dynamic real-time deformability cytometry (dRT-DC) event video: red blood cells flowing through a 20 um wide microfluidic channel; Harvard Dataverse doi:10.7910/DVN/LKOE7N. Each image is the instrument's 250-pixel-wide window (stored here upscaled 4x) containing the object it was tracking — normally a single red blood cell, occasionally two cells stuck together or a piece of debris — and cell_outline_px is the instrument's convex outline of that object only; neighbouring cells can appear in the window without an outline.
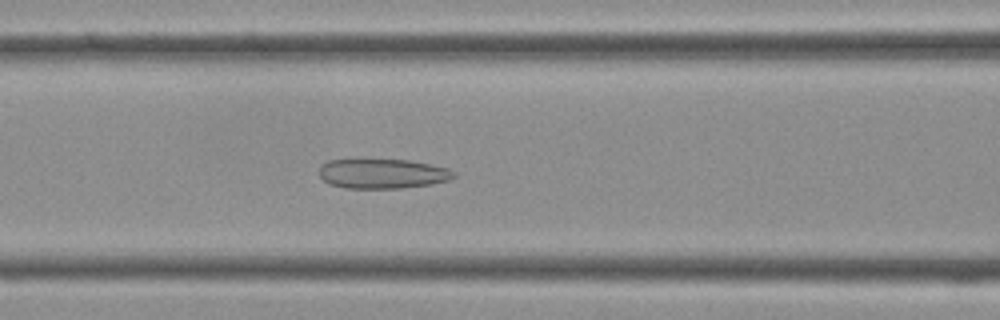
{"species": "Egyptian fruit bat (a non-hibernating species)", "species_latin": "Rousettus aegyptiacus", "temperature_condition": "cold", "stored_images_in_passage": 40, "camera_frame_rate_fps": 3000, "um_per_image_px": 0.085, "frame": {"image": 1, "passage_image": 16, "time_ms": 5.0, "image_size_px": [1000, 320], "cell_outline_px": [[456, 176], [448, 180], [432, 184], [400, 188], [344, 188], [328, 184], [320, 176], [320, 164], [328, 160], [408, 160], [432, 164], [448, 168], [456, 172]], "centroid_in_image_um": [32.52, 14.76], "position_along_channel_um": 134.1, "area_um2": 23.35}}
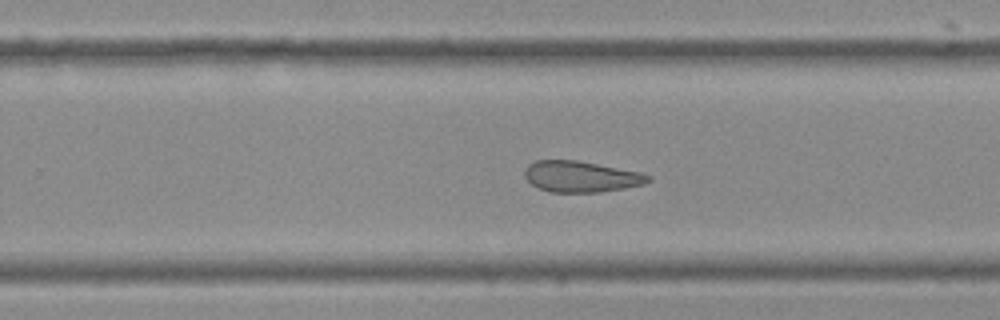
{"frame": {"image": 2, "passage_image": 25, "time_ms": 8.0, "image_size_px": [1000, 320], "cell_outline_px": [[652, 180], [644, 184], [624, 188], [600, 192], [552, 192], [540, 188], [532, 184], [524, 176], [524, 168], [528, 164], [536, 160], [576, 160], [640, 172], [652, 176]], "centroid_in_image_um": [49.39, 15.0], "position_along_channel_um": 280.4, "area_um2": 22.31}}
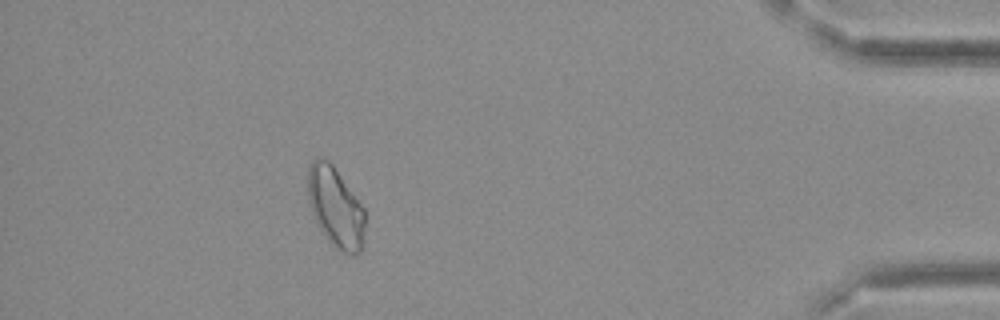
{"frame": {"image": 3, "passage_image": 36, "time_ms": 11.667, "image_size_px": [1000, 320], "cell_outline_px": [[364, 228], [360, 252], [356, 256], [352, 256], [344, 252], [332, 244], [320, 228], [312, 212], [308, 200], [308, 164], [316, 156], [320, 156], [328, 160], [332, 164], [364, 208]], "centroid_in_image_um": [28.5, 17.57], "position_along_channel_um": 406.7, "area_um2": 26.41}}